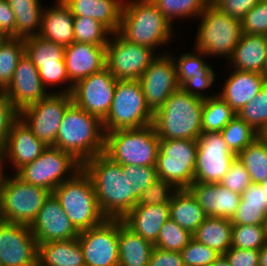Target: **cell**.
<instances>
[{"mask_svg": "<svg viewBox=\"0 0 267 266\" xmlns=\"http://www.w3.org/2000/svg\"><path fill=\"white\" fill-rule=\"evenodd\" d=\"M237 115L259 135L267 129V82Z\"/></svg>", "mask_w": 267, "mask_h": 266, "instance_id": "b9f144b4", "label": "cell"}, {"mask_svg": "<svg viewBox=\"0 0 267 266\" xmlns=\"http://www.w3.org/2000/svg\"><path fill=\"white\" fill-rule=\"evenodd\" d=\"M197 140L160 139L156 160L157 177L187 189L194 182Z\"/></svg>", "mask_w": 267, "mask_h": 266, "instance_id": "8fae6325", "label": "cell"}, {"mask_svg": "<svg viewBox=\"0 0 267 266\" xmlns=\"http://www.w3.org/2000/svg\"><path fill=\"white\" fill-rule=\"evenodd\" d=\"M232 226L230 219L207 216L193 233V238L224 255L231 247Z\"/></svg>", "mask_w": 267, "mask_h": 266, "instance_id": "1f68e13d", "label": "cell"}, {"mask_svg": "<svg viewBox=\"0 0 267 266\" xmlns=\"http://www.w3.org/2000/svg\"><path fill=\"white\" fill-rule=\"evenodd\" d=\"M178 189L168 181L157 177L138 198L137 205L170 204L171 198Z\"/></svg>", "mask_w": 267, "mask_h": 266, "instance_id": "f6af8a7d", "label": "cell"}, {"mask_svg": "<svg viewBox=\"0 0 267 266\" xmlns=\"http://www.w3.org/2000/svg\"><path fill=\"white\" fill-rule=\"evenodd\" d=\"M74 16L95 19L112 33L119 29L124 0H63Z\"/></svg>", "mask_w": 267, "mask_h": 266, "instance_id": "83f0119b", "label": "cell"}, {"mask_svg": "<svg viewBox=\"0 0 267 266\" xmlns=\"http://www.w3.org/2000/svg\"><path fill=\"white\" fill-rule=\"evenodd\" d=\"M224 256L230 266H259V250L230 247Z\"/></svg>", "mask_w": 267, "mask_h": 266, "instance_id": "11a10c76", "label": "cell"}, {"mask_svg": "<svg viewBox=\"0 0 267 266\" xmlns=\"http://www.w3.org/2000/svg\"><path fill=\"white\" fill-rule=\"evenodd\" d=\"M172 53L158 55L139 78L146 105L154 113L180 86Z\"/></svg>", "mask_w": 267, "mask_h": 266, "instance_id": "ac0fdd59", "label": "cell"}, {"mask_svg": "<svg viewBox=\"0 0 267 266\" xmlns=\"http://www.w3.org/2000/svg\"><path fill=\"white\" fill-rule=\"evenodd\" d=\"M50 194L43 187L24 182L16 174L4 175L0 186V220L30 226Z\"/></svg>", "mask_w": 267, "mask_h": 266, "instance_id": "9c48e42d", "label": "cell"}, {"mask_svg": "<svg viewBox=\"0 0 267 266\" xmlns=\"http://www.w3.org/2000/svg\"><path fill=\"white\" fill-rule=\"evenodd\" d=\"M259 266H267V243L259 250Z\"/></svg>", "mask_w": 267, "mask_h": 266, "instance_id": "94428289", "label": "cell"}, {"mask_svg": "<svg viewBox=\"0 0 267 266\" xmlns=\"http://www.w3.org/2000/svg\"><path fill=\"white\" fill-rule=\"evenodd\" d=\"M214 81L215 76H193L192 78L186 80L180 88L193 96L201 99H207L218 95V93L205 95V93L201 92V90L204 91V89L211 87Z\"/></svg>", "mask_w": 267, "mask_h": 266, "instance_id": "9f6ffc18", "label": "cell"}, {"mask_svg": "<svg viewBox=\"0 0 267 266\" xmlns=\"http://www.w3.org/2000/svg\"><path fill=\"white\" fill-rule=\"evenodd\" d=\"M203 102L181 88L173 92L153 113L158 138L197 140L202 133Z\"/></svg>", "mask_w": 267, "mask_h": 266, "instance_id": "277c9868", "label": "cell"}, {"mask_svg": "<svg viewBox=\"0 0 267 266\" xmlns=\"http://www.w3.org/2000/svg\"><path fill=\"white\" fill-rule=\"evenodd\" d=\"M78 240L85 266H118V219H106L98 226L80 231Z\"/></svg>", "mask_w": 267, "mask_h": 266, "instance_id": "2e32d148", "label": "cell"}, {"mask_svg": "<svg viewBox=\"0 0 267 266\" xmlns=\"http://www.w3.org/2000/svg\"><path fill=\"white\" fill-rule=\"evenodd\" d=\"M264 76L267 79V57H266V66H265Z\"/></svg>", "mask_w": 267, "mask_h": 266, "instance_id": "89a4df30", "label": "cell"}, {"mask_svg": "<svg viewBox=\"0 0 267 266\" xmlns=\"http://www.w3.org/2000/svg\"><path fill=\"white\" fill-rule=\"evenodd\" d=\"M122 169L123 173H127L132 192L137 198L157 178L155 166L122 165Z\"/></svg>", "mask_w": 267, "mask_h": 266, "instance_id": "7dc6e473", "label": "cell"}, {"mask_svg": "<svg viewBox=\"0 0 267 266\" xmlns=\"http://www.w3.org/2000/svg\"><path fill=\"white\" fill-rule=\"evenodd\" d=\"M148 266H185L180 252L153 247Z\"/></svg>", "mask_w": 267, "mask_h": 266, "instance_id": "6f0895ef", "label": "cell"}, {"mask_svg": "<svg viewBox=\"0 0 267 266\" xmlns=\"http://www.w3.org/2000/svg\"><path fill=\"white\" fill-rule=\"evenodd\" d=\"M7 36L0 31V45L6 40Z\"/></svg>", "mask_w": 267, "mask_h": 266, "instance_id": "003e7915", "label": "cell"}, {"mask_svg": "<svg viewBox=\"0 0 267 266\" xmlns=\"http://www.w3.org/2000/svg\"><path fill=\"white\" fill-rule=\"evenodd\" d=\"M15 15V38L39 35L44 7L39 0H7Z\"/></svg>", "mask_w": 267, "mask_h": 266, "instance_id": "d6a6232c", "label": "cell"}, {"mask_svg": "<svg viewBox=\"0 0 267 266\" xmlns=\"http://www.w3.org/2000/svg\"><path fill=\"white\" fill-rule=\"evenodd\" d=\"M266 215L267 207L239 205L230 220L232 224L237 225H264Z\"/></svg>", "mask_w": 267, "mask_h": 266, "instance_id": "db71d44e", "label": "cell"}, {"mask_svg": "<svg viewBox=\"0 0 267 266\" xmlns=\"http://www.w3.org/2000/svg\"><path fill=\"white\" fill-rule=\"evenodd\" d=\"M249 173L252 183H261L267 177V144L259 136L237 155Z\"/></svg>", "mask_w": 267, "mask_h": 266, "instance_id": "8d00e7d4", "label": "cell"}, {"mask_svg": "<svg viewBox=\"0 0 267 266\" xmlns=\"http://www.w3.org/2000/svg\"><path fill=\"white\" fill-rule=\"evenodd\" d=\"M251 183L249 173L238 157L231 163L229 171L220 181L221 185L240 195Z\"/></svg>", "mask_w": 267, "mask_h": 266, "instance_id": "681fc988", "label": "cell"}, {"mask_svg": "<svg viewBox=\"0 0 267 266\" xmlns=\"http://www.w3.org/2000/svg\"><path fill=\"white\" fill-rule=\"evenodd\" d=\"M25 53L23 38L7 37L0 45V93L10 86L19 59Z\"/></svg>", "mask_w": 267, "mask_h": 266, "instance_id": "d590c367", "label": "cell"}, {"mask_svg": "<svg viewBox=\"0 0 267 266\" xmlns=\"http://www.w3.org/2000/svg\"><path fill=\"white\" fill-rule=\"evenodd\" d=\"M82 169L91 178L99 208L106 218L122 219L137 205L138 198L121 164L102 153L86 160Z\"/></svg>", "mask_w": 267, "mask_h": 266, "instance_id": "6da1fadb", "label": "cell"}, {"mask_svg": "<svg viewBox=\"0 0 267 266\" xmlns=\"http://www.w3.org/2000/svg\"><path fill=\"white\" fill-rule=\"evenodd\" d=\"M192 239L193 234L190 231L169 218L161 227L157 241L153 245L165 251L180 252Z\"/></svg>", "mask_w": 267, "mask_h": 266, "instance_id": "7bdbcfd3", "label": "cell"}, {"mask_svg": "<svg viewBox=\"0 0 267 266\" xmlns=\"http://www.w3.org/2000/svg\"><path fill=\"white\" fill-rule=\"evenodd\" d=\"M39 76L42 81V84L47 89V86H56L58 84H63L66 88L62 91H56L54 93H69L71 94L73 85L69 82V77L67 75L66 64H50L44 65L39 70Z\"/></svg>", "mask_w": 267, "mask_h": 266, "instance_id": "f907efd6", "label": "cell"}, {"mask_svg": "<svg viewBox=\"0 0 267 266\" xmlns=\"http://www.w3.org/2000/svg\"><path fill=\"white\" fill-rule=\"evenodd\" d=\"M267 82L262 73L233 69L218 95L225 100L236 114L247 104Z\"/></svg>", "mask_w": 267, "mask_h": 266, "instance_id": "cb8c5ba5", "label": "cell"}, {"mask_svg": "<svg viewBox=\"0 0 267 266\" xmlns=\"http://www.w3.org/2000/svg\"><path fill=\"white\" fill-rule=\"evenodd\" d=\"M236 157L220 132L201 133L197 139L194 182L220 183Z\"/></svg>", "mask_w": 267, "mask_h": 266, "instance_id": "5bb4252c", "label": "cell"}, {"mask_svg": "<svg viewBox=\"0 0 267 266\" xmlns=\"http://www.w3.org/2000/svg\"><path fill=\"white\" fill-rule=\"evenodd\" d=\"M112 32L101 22L83 16H74V41L106 46Z\"/></svg>", "mask_w": 267, "mask_h": 266, "instance_id": "ab89813d", "label": "cell"}, {"mask_svg": "<svg viewBox=\"0 0 267 266\" xmlns=\"http://www.w3.org/2000/svg\"><path fill=\"white\" fill-rule=\"evenodd\" d=\"M236 112L219 95L204 99L202 109V133L220 132Z\"/></svg>", "mask_w": 267, "mask_h": 266, "instance_id": "e575fe53", "label": "cell"}, {"mask_svg": "<svg viewBox=\"0 0 267 266\" xmlns=\"http://www.w3.org/2000/svg\"><path fill=\"white\" fill-rule=\"evenodd\" d=\"M38 266H85L78 237L38 244Z\"/></svg>", "mask_w": 267, "mask_h": 266, "instance_id": "f546056e", "label": "cell"}, {"mask_svg": "<svg viewBox=\"0 0 267 266\" xmlns=\"http://www.w3.org/2000/svg\"><path fill=\"white\" fill-rule=\"evenodd\" d=\"M25 53L38 70L44 65L65 64L64 47L39 35L24 39Z\"/></svg>", "mask_w": 267, "mask_h": 266, "instance_id": "836d02e7", "label": "cell"}, {"mask_svg": "<svg viewBox=\"0 0 267 266\" xmlns=\"http://www.w3.org/2000/svg\"><path fill=\"white\" fill-rule=\"evenodd\" d=\"M102 122L105 133L152 124L153 112L146 105L139 80H117L111 108Z\"/></svg>", "mask_w": 267, "mask_h": 266, "instance_id": "ba28073f", "label": "cell"}, {"mask_svg": "<svg viewBox=\"0 0 267 266\" xmlns=\"http://www.w3.org/2000/svg\"><path fill=\"white\" fill-rule=\"evenodd\" d=\"M210 266H230L224 255H220Z\"/></svg>", "mask_w": 267, "mask_h": 266, "instance_id": "6125c7cd", "label": "cell"}, {"mask_svg": "<svg viewBox=\"0 0 267 266\" xmlns=\"http://www.w3.org/2000/svg\"><path fill=\"white\" fill-rule=\"evenodd\" d=\"M117 80L105 67L78 81L72 89L73 103L103 121L114 98Z\"/></svg>", "mask_w": 267, "mask_h": 266, "instance_id": "9a60e30c", "label": "cell"}, {"mask_svg": "<svg viewBox=\"0 0 267 266\" xmlns=\"http://www.w3.org/2000/svg\"><path fill=\"white\" fill-rule=\"evenodd\" d=\"M261 188H264L265 192L267 193V177L259 183Z\"/></svg>", "mask_w": 267, "mask_h": 266, "instance_id": "e7e4bbea", "label": "cell"}, {"mask_svg": "<svg viewBox=\"0 0 267 266\" xmlns=\"http://www.w3.org/2000/svg\"><path fill=\"white\" fill-rule=\"evenodd\" d=\"M260 0H211L210 3L220 12L241 20Z\"/></svg>", "mask_w": 267, "mask_h": 266, "instance_id": "f5cc1de1", "label": "cell"}, {"mask_svg": "<svg viewBox=\"0 0 267 266\" xmlns=\"http://www.w3.org/2000/svg\"><path fill=\"white\" fill-rule=\"evenodd\" d=\"M64 59L69 82L78 81L106 67V46L73 42L64 47Z\"/></svg>", "mask_w": 267, "mask_h": 266, "instance_id": "7402d4cb", "label": "cell"}, {"mask_svg": "<svg viewBox=\"0 0 267 266\" xmlns=\"http://www.w3.org/2000/svg\"><path fill=\"white\" fill-rule=\"evenodd\" d=\"M18 119L19 111L3 93H0V158L8 134Z\"/></svg>", "mask_w": 267, "mask_h": 266, "instance_id": "816d5d0a", "label": "cell"}, {"mask_svg": "<svg viewBox=\"0 0 267 266\" xmlns=\"http://www.w3.org/2000/svg\"><path fill=\"white\" fill-rule=\"evenodd\" d=\"M55 2L43 10L39 36L67 47L74 42V15L63 0Z\"/></svg>", "mask_w": 267, "mask_h": 266, "instance_id": "484cf974", "label": "cell"}, {"mask_svg": "<svg viewBox=\"0 0 267 266\" xmlns=\"http://www.w3.org/2000/svg\"><path fill=\"white\" fill-rule=\"evenodd\" d=\"M53 147L70 153L83 164L104 153L103 122L72 103L63 115Z\"/></svg>", "mask_w": 267, "mask_h": 266, "instance_id": "3957f363", "label": "cell"}, {"mask_svg": "<svg viewBox=\"0 0 267 266\" xmlns=\"http://www.w3.org/2000/svg\"><path fill=\"white\" fill-rule=\"evenodd\" d=\"M185 266H210L220 254L194 238L180 251Z\"/></svg>", "mask_w": 267, "mask_h": 266, "instance_id": "bcb514c9", "label": "cell"}, {"mask_svg": "<svg viewBox=\"0 0 267 266\" xmlns=\"http://www.w3.org/2000/svg\"><path fill=\"white\" fill-rule=\"evenodd\" d=\"M229 149L238 155L260 135L236 115L221 131Z\"/></svg>", "mask_w": 267, "mask_h": 266, "instance_id": "f35d334b", "label": "cell"}, {"mask_svg": "<svg viewBox=\"0 0 267 266\" xmlns=\"http://www.w3.org/2000/svg\"><path fill=\"white\" fill-rule=\"evenodd\" d=\"M112 34L111 37L114 39L109 37L106 45V68L116 80H139L161 53H156L146 46L128 42L117 32Z\"/></svg>", "mask_w": 267, "mask_h": 266, "instance_id": "7c38bea8", "label": "cell"}, {"mask_svg": "<svg viewBox=\"0 0 267 266\" xmlns=\"http://www.w3.org/2000/svg\"><path fill=\"white\" fill-rule=\"evenodd\" d=\"M173 32L172 23L151 0H124L117 33L126 41L155 50L168 44Z\"/></svg>", "mask_w": 267, "mask_h": 266, "instance_id": "7a4b0ae2", "label": "cell"}, {"mask_svg": "<svg viewBox=\"0 0 267 266\" xmlns=\"http://www.w3.org/2000/svg\"><path fill=\"white\" fill-rule=\"evenodd\" d=\"M73 103L69 93H50L19 112V118L46 146H54L66 109Z\"/></svg>", "mask_w": 267, "mask_h": 266, "instance_id": "4fadbf2b", "label": "cell"}, {"mask_svg": "<svg viewBox=\"0 0 267 266\" xmlns=\"http://www.w3.org/2000/svg\"><path fill=\"white\" fill-rule=\"evenodd\" d=\"M264 227H265V235H266V238H267V215H266V218H265Z\"/></svg>", "mask_w": 267, "mask_h": 266, "instance_id": "a7ac6f4b", "label": "cell"}, {"mask_svg": "<svg viewBox=\"0 0 267 266\" xmlns=\"http://www.w3.org/2000/svg\"><path fill=\"white\" fill-rule=\"evenodd\" d=\"M260 137L266 142L267 144V129H265L261 134Z\"/></svg>", "mask_w": 267, "mask_h": 266, "instance_id": "03108f58", "label": "cell"}, {"mask_svg": "<svg viewBox=\"0 0 267 266\" xmlns=\"http://www.w3.org/2000/svg\"><path fill=\"white\" fill-rule=\"evenodd\" d=\"M267 243L264 225H237L231 230V247L260 250Z\"/></svg>", "mask_w": 267, "mask_h": 266, "instance_id": "ee69618b", "label": "cell"}, {"mask_svg": "<svg viewBox=\"0 0 267 266\" xmlns=\"http://www.w3.org/2000/svg\"><path fill=\"white\" fill-rule=\"evenodd\" d=\"M19 118L12 126L4 145L1 161L10 162L14 171L38 158L47 148Z\"/></svg>", "mask_w": 267, "mask_h": 266, "instance_id": "44dd1931", "label": "cell"}, {"mask_svg": "<svg viewBox=\"0 0 267 266\" xmlns=\"http://www.w3.org/2000/svg\"><path fill=\"white\" fill-rule=\"evenodd\" d=\"M15 15L7 0H0V31L7 37H15Z\"/></svg>", "mask_w": 267, "mask_h": 266, "instance_id": "91938a15", "label": "cell"}, {"mask_svg": "<svg viewBox=\"0 0 267 266\" xmlns=\"http://www.w3.org/2000/svg\"><path fill=\"white\" fill-rule=\"evenodd\" d=\"M52 194L79 232L98 226L107 219L99 208L91 178L83 169L57 186Z\"/></svg>", "mask_w": 267, "mask_h": 266, "instance_id": "5b68a950", "label": "cell"}, {"mask_svg": "<svg viewBox=\"0 0 267 266\" xmlns=\"http://www.w3.org/2000/svg\"><path fill=\"white\" fill-rule=\"evenodd\" d=\"M160 139L153 124L105 133L104 154L121 165L155 166Z\"/></svg>", "mask_w": 267, "mask_h": 266, "instance_id": "8992f818", "label": "cell"}, {"mask_svg": "<svg viewBox=\"0 0 267 266\" xmlns=\"http://www.w3.org/2000/svg\"><path fill=\"white\" fill-rule=\"evenodd\" d=\"M267 35L243 33L229 59L233 69L264 74Z\"/></svg>", "mask_w": 267, "mask_h": 266, "instance_id": "4316f807", "label": "cell"}, {"mask_svg": "<svg viewBox=\"0 0 267 266\" xmlns=\"http://www.w3.org/2000/svg\"><path fill=\"white\" fill-rule=\"evenodd\" d=\"M239 205L267 207V193L260 184L251 183L241 194Z\"/></svg>", "mask_w": 267, "mask_h": 266, "instance_id": "680465c9", "label": "cell"}, {"mask_svg": "<svg viewBox=\"0 0 267 266\" xmlns=\"http://www.w3.org/2000/svg\"><path fill=\"white\" fill-rule=\"evenodd\" d=\"M0 266H38V243L29 225L0 220Z\"/></svg>", "mask_w": 267, "mask_h": 266, "instance_id": "e0dca14e", "label": "cell"}, {"mask_svg": "<svg viewBox=\"0 0 267 266\" xmlns=\"http://www.w3.org/2000/svg\"><path fill=\"white\" fill-rule=\"evenodd\" d=\"M154 245L118 219V266H148Z\"/></svg>", "mask_w": 267, "mask_h": 266, "instance_id": "f1b7e54d", "label": "cell"}, {"mask_svg": "<svg viewBox=\"0 0 267 266\" xmlns=\"http://www.w3.org/2000/svg\"><path fill=\"white\" fill-rule=\"evenodd\" d=\"M193 53H183L177 59L171 55L175 62L177 80L181 86L186 80L193 76H215L214 69L208 65L203 58L208 57L202 51L195 49ZM203 55V57H202Z\"/></svg>", "mask_w": 267, "mask_h": 266, "instance_id": "74e56055", "label": "cell"}, {"mask_svg": "<svg viewBox=\"0 0 267 266\" xmlns=\"http://www.w3.org/2000/svg\"><path fill=\"white\" fill-rule=\"evenodd\" d=\"M199 18L201 23L195 36V49L209 57H227L228 61L243 34L240 20L220 12L211 3Z\"/></svg>", "mask_w": 267, "mask_h": 266, "instance_id": "52a82bcc", "label": "cell"}, {"mask_svg": "<svg viewBox=\"0 0 267 266\" xmlns=\"http://www.w3.org/2000/svg\"><path fill=\"white\" fill-rule=\"evenodd\" d=\"M44 87L38 68L26 53L19 59L10 86L3 93L20 112L27 106L37 103L50 93Z\"/></svg>", "mask_w": 267, "mask_h": 266, "instance_id": "ffe728a7", "label": "cell"}, {"mask_svg": "<svg viewBox=\"0 0 267 266\" xmlns=\"http://www.w3.org/2000/svg\"><path fill=\"white\" fill-rule=\"evenodd\" d=\"M30 229L38 244L75 239L80 233L52 193L44 201Z\"/></svg>", "mask_w": 267, "mask_h": 266, "instance_id": "d6986e66", "label": "cell"}, {"mask_svg": "<svg viewBox=\"0 0 267 266\" xmlns=\"http://www.w3.org/2000/svg\"><path fill=\"white\" fill-rule=\"evenodd\" d=\"M240 22L243 33L267 35V1L260 0Z\"/></svg>", "mask_w": 267, "mask_h": 266, "instance_id": "c3c4849f", "label": "cell"}, {"mask_svg": "<svg viewBox=\"0 0 267 266\" xmlns=\"http://www.w3.org/2000/svg\"><path fill=\"white\" fill-rule=\"evenodd\" d=\"M170 218L192 234L207 217L188 189H178L170 201Z\"/></svg>", "mask_w": 267, "mask_h": 266, "instance_id": "4dcf8cb0", "label": "cell"}, {"mask_svg": "<svg viewBox=\"0 0 267 266\" xmlns=\"http://www.w3.org/2000/svg\"><path fill=\"white\" fill-rule=\"evenodd\" d=\"M162 14L172 23L176 18H198L210 0H152Z\"/></svg>", "mask_w": 267, "mask_h": 266, "instance_id": "60d3db41", "label": "cell"}, {"mask_svg": "<svg viewBox=\"0 0 267 266\" xmlns=\"http://www.w3.org/2000/svg\"><path fill=\"white\" fill-rule=\"evenodd\" d=\"M169 218V204H155L136 205L121 220L133 232L154 244L161 227Z\"/></svg>", "mask_w": 267, "mask_h": 266, "instance_id": "d4e9b609", "label": "cell"}, {"mask_svg": "<svg viewBox=\"0 0 267 266\" xmlns=\"http://www.w3.org/2000/svg\"><path fill=\"white\" fill-rule=\"evenodd\" d=\"M203 208L206 216L231 219L239 206L241 195L220 183L193 182L187 188Z\"/></svg>", "mask_w": 267, "mask_h": 266, "instance_id": "603a6c76", "label": "cell"}, {"mask_svg": "<svg viewBox=\"0 0 267 266\" xmlns=\"http://www.w3.org/2000/svg\"><path fill=\"white\" fill-rule=\"evenodd\" d=\"M81 169L82 164L70 153L48 146L38 158L14 174L26 183L43 187L52 193Z\"/></svg>", "mask_w": 267, "mask_h": 266, "instance_id": "30bf717a", "label": "cell"}, {"mask_svg": "<svg viewBox=\"0 0 267 266\" xmlns=\"http://www.w3.org/2000/svg\"><path fill=\"white\" fill-rule=\"evenodd\" d=\"M4 164L2 163L1 161V158H0V186H1V182L3 180V177H4Z\"/></svg>", "mask_w": 267, "mask_h": 266, "instance_id": "be15d7a7", "label": "cell"}]
</instances>
